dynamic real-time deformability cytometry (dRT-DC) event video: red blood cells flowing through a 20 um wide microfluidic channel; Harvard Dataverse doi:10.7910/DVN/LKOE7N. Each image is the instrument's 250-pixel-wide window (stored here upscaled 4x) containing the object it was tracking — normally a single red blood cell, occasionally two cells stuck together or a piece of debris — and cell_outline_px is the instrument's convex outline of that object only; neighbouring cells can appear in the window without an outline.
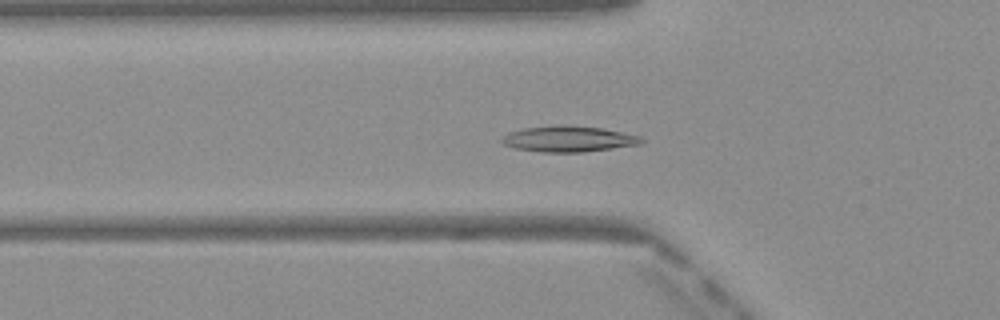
{"species": "Egyptian fruit bat (a non-hibernating species)", "species_latin": "Rousettus aegyptiacus", "temperature_condition": "warm", "stored_images_in_passage": 35, "camera_frame_rate_fps": 3000, "um_per_image_px": 0.085, "frame": {"image": 1, "passage_image": 2, "time_ms": 0.333, "image_size_px": [1000, 320], "cell_outline_px": [[644, 144], [584, 152], [540, 152], [512, 148], [504, 144], [500, 140], [508, 132], [524, 128], [556, 124], [568, 124], [604, 128], [640, 136], [644, 140]], "centroid_in_image_um": [48.34, 11.8], "position_along_channel_um": 77.5, "area_um2": 21.5}}
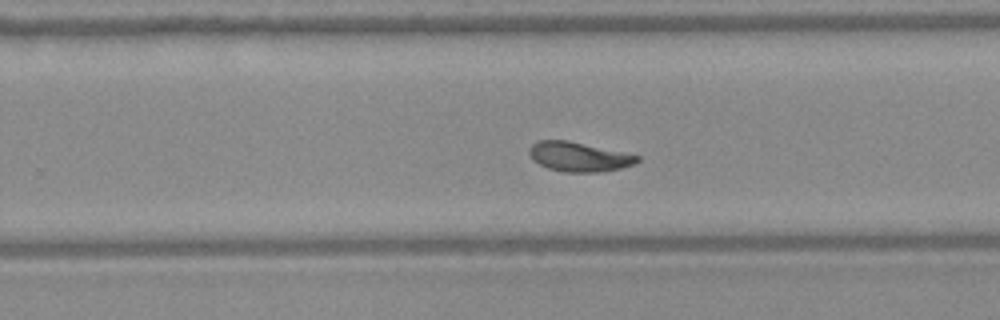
{"frame": {"image": 2, "passage_image": 17, "time_ms": 5.333, "image_size_px": [1000, 320], "cell_outline_px": [[640, 160], [636, 164], [620, 168], [600, 172], [564, 172], [548, 168], [532, 160], [528, 152], [528, 148], [536, 140], [568, 140], [640, 156]], "centroid_in_image_um": [49.17, 13.32], "position_along_channel_um": 280.6, "area_um2": 18.61}}
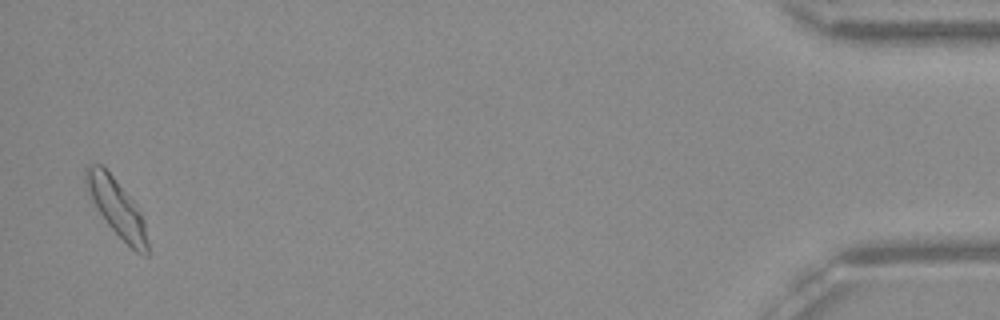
{"frame": {"image": 3, "passage_image": 34, "time_ms": 11.0, "image_size_px": [1000, 320], "cell_outline_px": [[148, 256], [144, 256], [136, 252], [108, 224], [92, 200], [84, 180], [84, 168], [88, 164], [100, 164], [112, 176], [136, 204], [144, 220], [148, 244]], "centroid_in_image_um": [9.92, 17.64], "position_along_channel_um": 425.3, "area_um2": 20.06}, "authors_computed_cell_mechanics": {"area_um2": 18.6694, "velocity_mm_per_s": 4.0481, "shape_relaxation_time_tau1_ms": 3.3224, "shape_relaxation_time_tau2_ms": 1.8161, "deformation_change_tau1": 0.1188, "deformation_change_tau2": 0.0658}}